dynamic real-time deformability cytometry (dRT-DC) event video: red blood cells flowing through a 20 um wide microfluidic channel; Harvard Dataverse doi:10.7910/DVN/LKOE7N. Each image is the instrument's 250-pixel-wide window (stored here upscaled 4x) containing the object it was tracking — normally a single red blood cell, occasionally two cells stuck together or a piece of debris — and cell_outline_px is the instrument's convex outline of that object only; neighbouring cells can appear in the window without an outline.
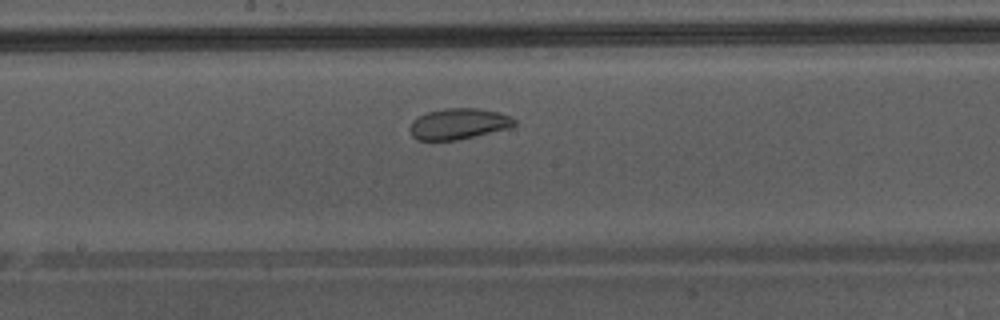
{"species": "Egyptian fruit bat (a non-hibernating species)", "species_latin": "Rousettus aegyptiacus", "temperature_condition": "warm", "stored_images_in_passage": 40, "camera_frame_rate_fps": 3000, "um_per_image_px": 0.085, "animal": {"sex": "male"}, "frame": {"image": 1, "passage_image": 23, "time_ms": 7.333, "image_size_px": [1000, 320], "cell_outline_px": [[516, 124], [512, 128], [456, 140], [416, 140], [408, 132], [408, 128], [412, 120], [428, 112], [444, 108], [476, 108], [496, 112], [508, 116], [516, 120]], "centroid_in_image_um": [38.94, 10.54], "position_along_channel_um": 209.3, "area_um2": 18.9}}